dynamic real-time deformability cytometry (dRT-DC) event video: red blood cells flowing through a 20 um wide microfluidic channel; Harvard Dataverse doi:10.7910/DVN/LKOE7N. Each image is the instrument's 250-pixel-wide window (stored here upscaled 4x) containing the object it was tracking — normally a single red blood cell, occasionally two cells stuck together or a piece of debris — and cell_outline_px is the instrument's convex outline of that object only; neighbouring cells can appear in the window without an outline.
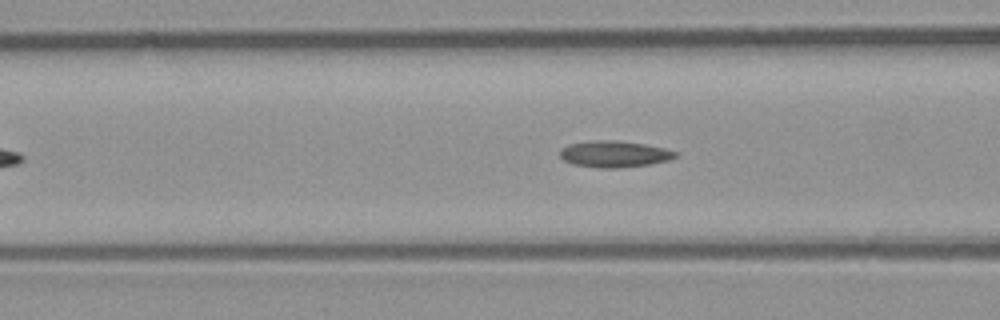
{"species": "common noctule bat (a hibernating species)", "species_latin": "Nyctalus noctula", "temperature_condition": "room temperature", "stored_images_in_passage": 33, "camera_frame_rate_fps": 3000, "um_per_image_px": 0.085, "animal": {"sex": "male", "body_mass_g": 23.1, "forearm_length_mm": 52.7}, "frame": {"image": 1, "passage_image": 8, "time_ms": 2.333, "image_size_px": [1000, 320], "cell_outline_px": [[680, 152], [676, 156], [668, 160], [648, 164], [616, 168], [600, 168], [572, 164], [564, 160], [560, 156], [560, 148], [568, 144], [588, 140], [616, 140], [644, 144], [664, 148]], "centroid_in_image_um": [52.18, 13.08], "position_along_channel_um": 114.4, "area_um2": 17.86}}
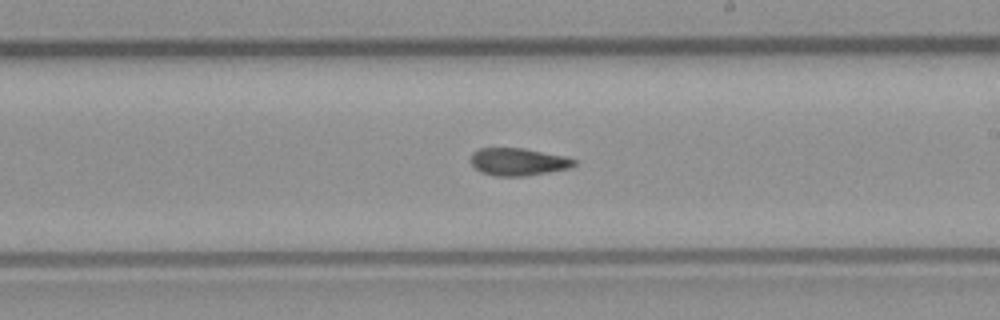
{"frame": {"image": 2, "passage_image": 18, "time_ms": 5.667, "image_size_px": [1000, 320], "cell_outline_px": [[576, 164], [568, 168], [548, 172], [524, 176], [496, 176], [480, 172], [472, 164], [472, 152], [480, 148], [524, 148], [564, 156], [576, 160]], "centroid_in_image_um": [44.03, 13.75], "position_along_channel_um": 245.0, "area_um2": 16.42}}
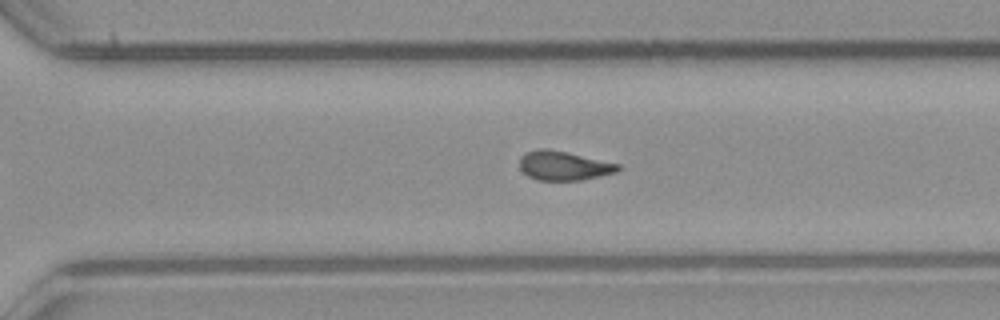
{"frame": {"image": 3, "passage_image": 24, "time_ms": 7.667, "image_size_px": [1000, 320], "cell_outline_px": [[624, 168], [616, 172], [584, 180], [536, 180], [528, 176], [520, 168], [520, 156], [524, 152], [536, 148], [548, 148], [568, 152], [620, 164]], "centroid_in_image_um": [47.92, 14.07], "position_along_channel_um": 322.7, "area_um2": 17.05}, "authors_computed_cell_mechanics": {"area_um2": 17.1088, "velocity_mm_per_s": 3.9144, "shape_relaxation_time_tau1_ms": null, "shape_relaxation_time_tau2_ms": 3.1291, "deformation_change_tau1": null, "deformation_change_tau2": 0.1085}}